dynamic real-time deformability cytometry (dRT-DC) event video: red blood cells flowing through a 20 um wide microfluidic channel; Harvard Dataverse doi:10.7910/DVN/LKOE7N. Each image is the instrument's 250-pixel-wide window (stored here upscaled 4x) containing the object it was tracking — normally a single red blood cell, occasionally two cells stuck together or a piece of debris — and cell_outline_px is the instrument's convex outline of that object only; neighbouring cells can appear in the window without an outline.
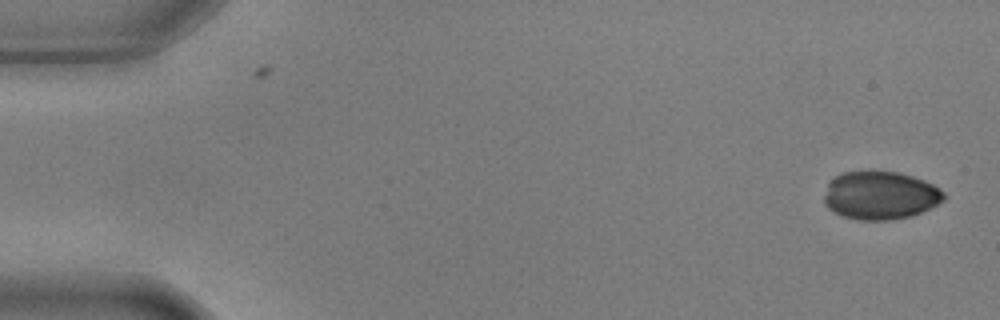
{"species": "common noctule bat (a hibernating species)", "species_latin": "Nyctalus noctula", "temperature_condition": "warm", "stored_images_in_passage": 6, "camera_frame_rate_fps": 3000, "um_per_image_px": 0.085, "animal": {"sex": "male", "body_mass_g": 17.9, "forearm_length_mm": 54.2}, "frame": {"image": 1, "passage_image": 1, "time_ms": 0.0, "image_size_px": [1000, 320], "cell_outline_px": [[948, 196], [944, 200], [912, 216], [892, 220], [860, 220], [844, 216], [832, 212], [824, 204], [824, 196], [828, 180], [840, 172], [896, 172], [912, 176], [924, 180], [940, 188]], "centroid_in_image_um": [74.8, 16.61], "position_along_channel_um": 10.2, "area_um2": 33.76}}